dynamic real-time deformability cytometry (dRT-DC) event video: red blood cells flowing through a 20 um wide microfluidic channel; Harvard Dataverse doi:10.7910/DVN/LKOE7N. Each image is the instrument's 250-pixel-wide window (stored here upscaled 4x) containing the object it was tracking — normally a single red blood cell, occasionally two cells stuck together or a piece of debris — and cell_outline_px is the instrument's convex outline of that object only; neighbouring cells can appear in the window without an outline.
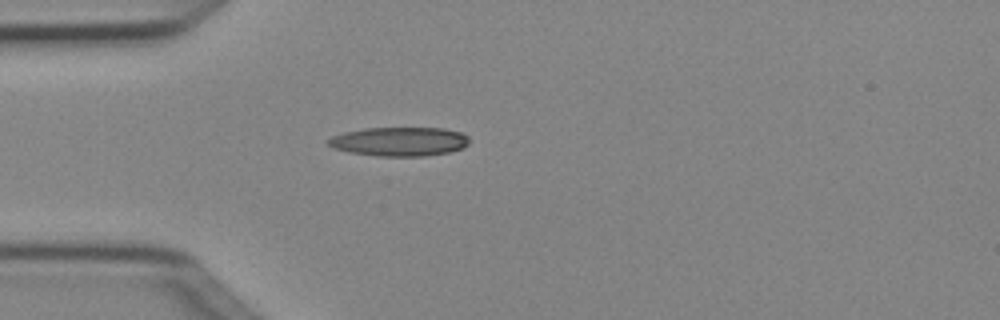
{"species": "Egyptian fruit bat (a non-hibernating species)", "species_latin": "Rousettus aegyptiacus", "temperature_condition": "cold", "stored_images_in_passage": 1, "camera_frame_rate_fps": 3000, "um_per_image_px": 0.085, "animal": {"sex": "female"}, "frame": {"image": 1, "passage_image": 1, "time_ms": 0.0, "image_size_px": [1000, 320], "cell_outline_px": [[468, 144], [464, 148], [452, 152], [424, 156], [376, 156], [348, 152], [332, 148], [328, 144], [328, 140], [332, 136], [344, 132], [364, 128], [444, 128], [460, 132], [468, 136]], "centroid_in_image_um": [33.96, 12.03], "position_along_channel_um": 51.0, "area_um2": 24.04}}